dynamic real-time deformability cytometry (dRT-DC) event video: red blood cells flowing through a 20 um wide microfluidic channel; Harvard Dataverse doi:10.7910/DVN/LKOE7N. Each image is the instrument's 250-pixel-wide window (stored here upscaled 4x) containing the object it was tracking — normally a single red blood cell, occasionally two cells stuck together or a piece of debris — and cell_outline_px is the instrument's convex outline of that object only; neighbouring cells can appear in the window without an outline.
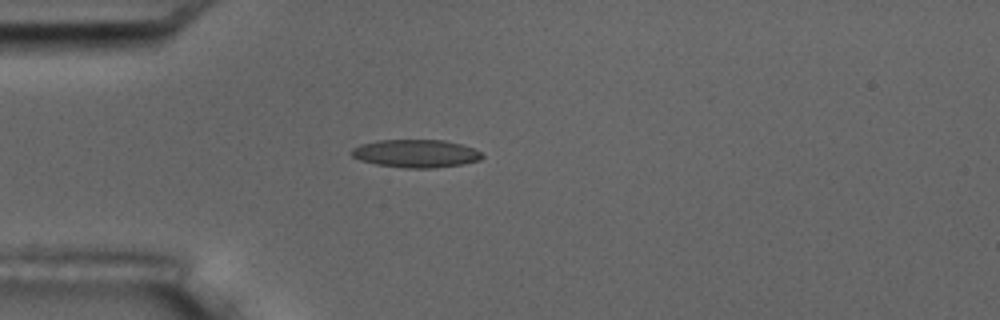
{"species": "common noctule bat (a hibernating species)", "species_latin": "Nyctalus noctula", "temperature_condition": "room temperature", "stored_images_in_passage": 3, "camera_frame_rate_fps": 3000, "um_per_image_px": 0.085, "animal": {"sex": "male", "body_mass_g": 17.5, "forearm_length_mm": 52.3}, "frame": {"image": 1, "passage_image": 3, "time_ms": 2.333, "image_size_px": [1000, 320], "cell_outline_px": [[484, 156], [480, 160], [460, 164], [432, 168], [404, 168], [376, 164], [360, 160], [352, 156], [348, 152], [352, 148], [360, 144], [376, 140], [444, 140], [460, 144], [472, 148], [480, 152]], "centroid_in_image_um": [35.29, 13.04], "position_along_channel_um": 49.7, "area_um2": 21.27}}